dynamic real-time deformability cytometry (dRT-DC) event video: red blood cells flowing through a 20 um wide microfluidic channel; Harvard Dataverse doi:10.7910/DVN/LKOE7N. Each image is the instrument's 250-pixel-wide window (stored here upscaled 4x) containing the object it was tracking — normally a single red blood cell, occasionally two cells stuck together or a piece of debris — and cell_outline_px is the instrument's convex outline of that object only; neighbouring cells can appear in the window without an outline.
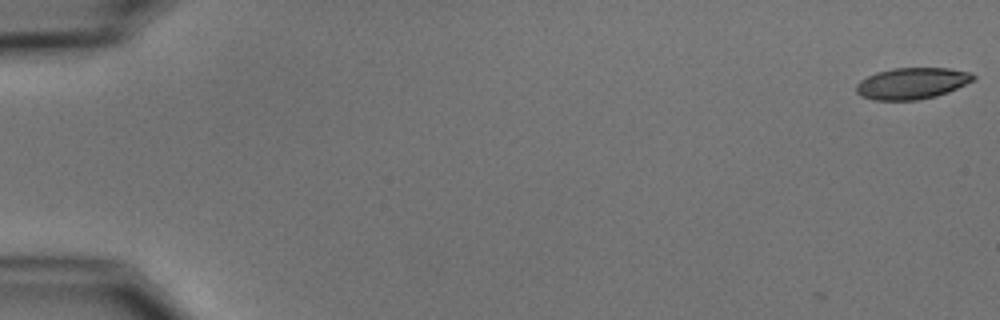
{"species": "common noctule bat (a hibernating species)", "species_latin": "Nyctalus noctula", "temperature_condition": "cold", "stored_images_in_passage": 9, "camera_frame_rate_fps": 3000, "um_per_image_px": 0.085, "animal": {"sex": "male", "body_mass_g": 15.6}, "frame": {"image": 1, "passage_image": 1, "time_ms": 0.0, "image_size_px": [1000, 320], "cell_outline_px": [[976, 80], [948, 92], [936, 96], [916, 100], [872, 100], [860, 96], [856, 92], [856, 84], [860, 80], [876, 72], [892, 68], [948, 68], [972, 72], [976, 76]], "centroid_in_image_um": [77.53, 7.08], "position_along_channel_um": 7.5, "area_um2": 21.68}}
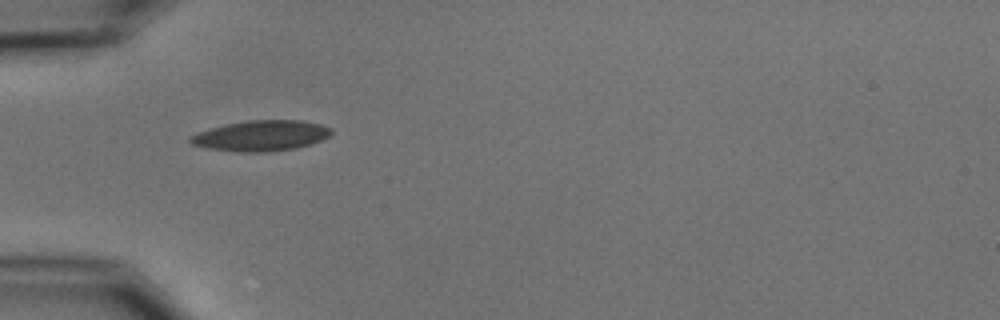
{"frame": {"image": 2, "passage_image": 6, "time_ms": 5.667, "image_size_px": [1000, 320], "cell_outline_px": [[332, 132], [328, 136], [320, 140], [296, 148], [268, 152], [240, 152], [208, 148], [192, 144], [188, 140], [188, 136], [196, 132], [228, 124], [248, 120], [300, 120], [320, 124], [332, 128]], "centroid_in_image_um": [22.17, 11.53], "position_along_channel_um": 62.8, "area_um2": 24.97}}